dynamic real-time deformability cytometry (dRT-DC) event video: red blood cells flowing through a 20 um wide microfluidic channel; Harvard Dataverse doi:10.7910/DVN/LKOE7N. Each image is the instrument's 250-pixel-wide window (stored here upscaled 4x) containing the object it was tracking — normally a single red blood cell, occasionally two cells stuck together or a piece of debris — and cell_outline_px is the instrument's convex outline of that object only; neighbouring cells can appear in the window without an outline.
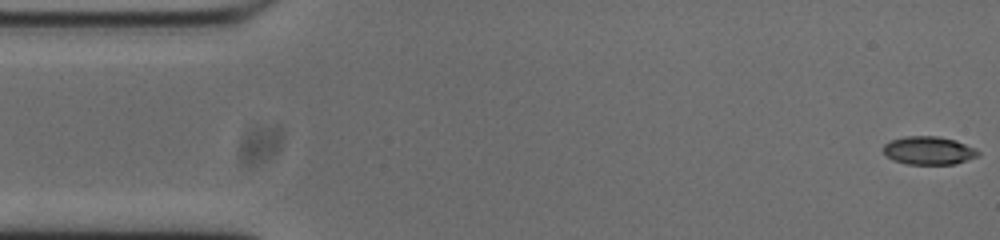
{"species": "common noctule bat (a hibernating species)", "species_latin": "Nyctalus noctula", "temperature_condition": "cold", "stored_images_in_passage": 53, "camera_frame_rate_fps": 3000, "um_per_image_px": 0.085, "animal": {"sex": "male", "body_mass_g": 20.0, "forearm_length_mm": 53.3}, "frame": {"image": 1, "passage_image": 1, "time_ms": 0.0, "image_size_px": [1000, 240], "cell_outline_px": [[980, 152], [976, 156], [952, 164], [908, 164], [896, 160], [888, 156], [884, 152], [884, 144], [892, 140], [904, 136], [936, 136], [956, 140], [976, 148]], "centroid_in_image_um": [78.95, 12.78], "position_along_channel_um": 6.1, "area_um2": 15.26}}
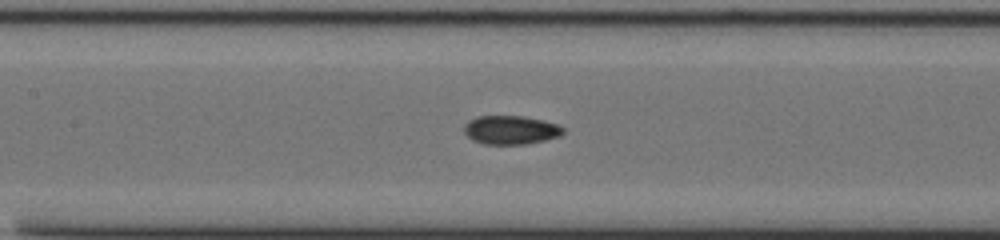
{"frame": {"image": 2, "passage_image": 23, "time_ms": 7.333, "image_size_px": [1000, 240], "cell_outline_px": [[564, 132], [556, 136], [544, 140], [524, 144], [484, 144], [472, 140], [464, 132], [464, 124], [468, 120], [476, 116], [524, 116], [556, 124], [564, 128]], "centroid_in_image_um": [43.34, 11.04], "position_along_channel_um": 164.1, "area_um2": 16.42}}
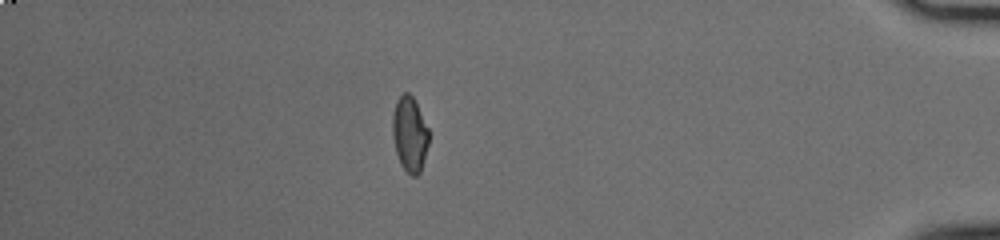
{"frame": {"image": 3, "passage_image": 46, "time_ms": 15.0, "image_size_px": [1000, 240], "cell_outline_px": [[428, 144], [420, 172], [416, 176], [412, 176], [400, 164], [396, 152], [392, 136], [392, 116], [396, 100], [404, 92], [408, 92], [412, 96], [428, 128]], "centroid_in_image_um": [34.8, 11.39], "position_along_channel_um": 400.4, "area_um2": 15.72}, "authors_computed_cell_mechanics": {"area_um2": 16.0106, "velocity_mm_per_s": 3.7697, "shape_relaxation_time_tau1_ms": 5.2747, "shape_relaxation_time_tau2_ms": 2.3688, "deformation_change_tau1": 0.1508, "deformation_change_tau2": 0.0654}}